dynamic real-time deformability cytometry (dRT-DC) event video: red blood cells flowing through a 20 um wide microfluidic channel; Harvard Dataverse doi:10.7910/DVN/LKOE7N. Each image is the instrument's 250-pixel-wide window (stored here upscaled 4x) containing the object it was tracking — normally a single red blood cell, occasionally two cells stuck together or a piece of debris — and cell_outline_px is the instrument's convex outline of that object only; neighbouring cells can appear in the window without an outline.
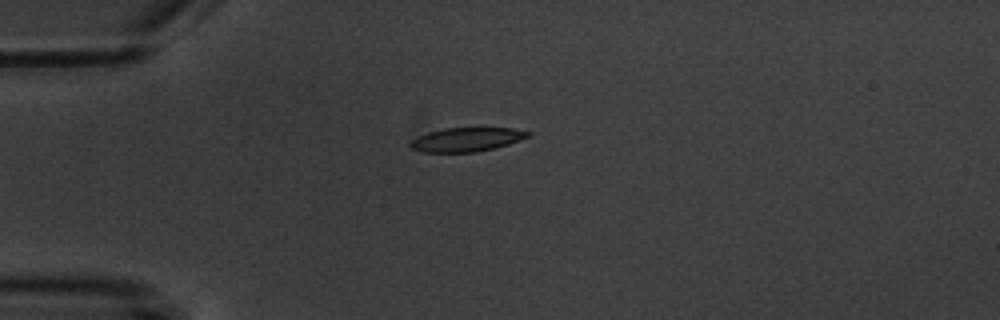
{"species": "common noctule bat (a hibernating species)", "species_latin": "Nyctalus noctula", "temperature_condition": "warm", "stored_images_in_passage": 7, "camera_frame_rate_fps": 3000, "um_per_image_px": 0.085, "animal": {"sex": "male", "body_mass_g": 20.1, "forearm_length_mm": 53.5}, "frame": {"image": 1, "passage_image": 2, "time_ms": 1.333, "image_size_px": [1000, 320], "cell_outline_px": [[532, 136], [496, 148], [476, 152], [420, 152], [412, 148], [408, 144], [408, 140], [416, 136], [428, 132], [444, 128], [512, 128], [532, 132]], "centroid_in_image_um": [39.64, 11.86], "position_along_channel_um": 45.4, "area_um2": 16.7}}
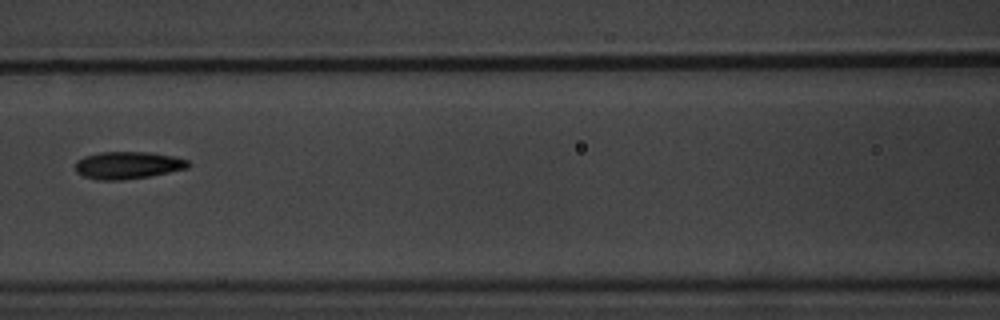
{"frame": {"image": 2, "passage_image": 5, "time_ms": 5.0, "image_size_px": [1000, 320], "cell_outline_px": [[192, 164], [188, 168], [148, 176], [124, 180], [96, 180], [84, 176], [76, 172], [76, 160], [84, 156], [100, 152], [152, 152], [172, 156], [188, 160]], "centroid_in_image_um": [10.86, 14.04], "position_along_channel_um": 155.7, "area_um2": 18.03}}
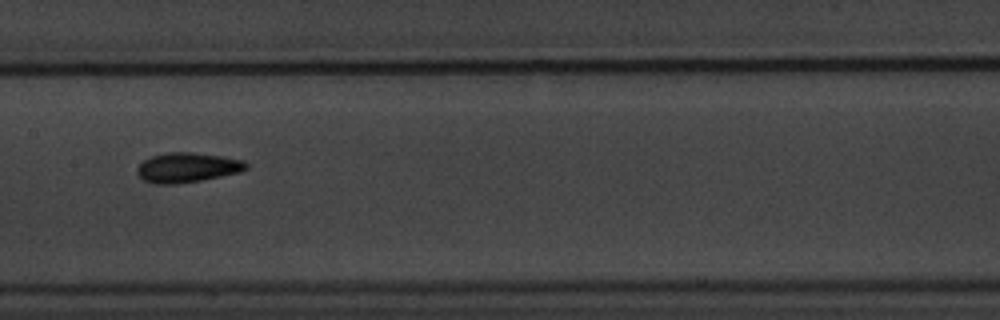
{"frame": {"image": 3, "passage_image": 6, "time_ms": 6.0, "image_size_px": [1000, 320], "cell_outline_px": [[248, 168], [240, 172], [200, 180], [176, 184], [152, 184], [144, 180], [136, 172], [136, 168], [144, 160], [152, 156], [168, 152], [192, 152], [220, 156], [244, 160], [248, 164]], "centroid_in_image_um": [15.91, 14.24], "position_along_channel_um": 191.5, "area_um2": 18.84}}